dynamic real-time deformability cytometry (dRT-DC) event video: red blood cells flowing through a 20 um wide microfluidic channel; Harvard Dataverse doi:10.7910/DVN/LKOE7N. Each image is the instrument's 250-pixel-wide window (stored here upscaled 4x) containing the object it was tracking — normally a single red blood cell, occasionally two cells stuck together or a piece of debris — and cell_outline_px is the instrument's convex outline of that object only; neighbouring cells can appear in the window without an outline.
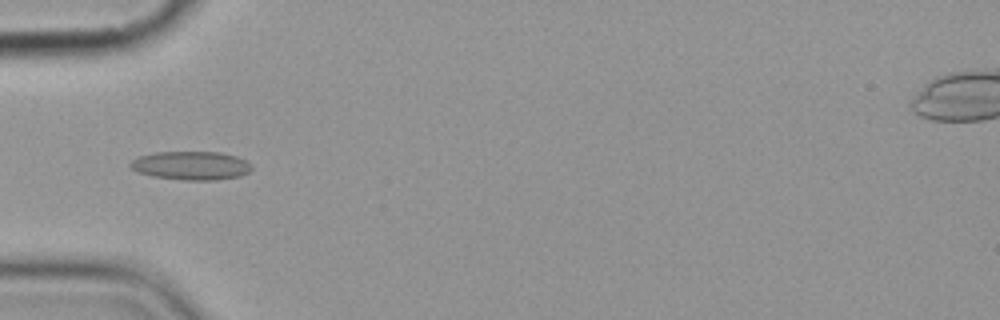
{"species": "common noctule bat (a hibernating species)", "species_latin": "Nyctalus noctula", "temperature_condition": "cold", "stored_images_in_passage": 1, "camera_frame_rate_fps": 3000, "um_per_image_px": 0.085, "animal": {"sex": "female", "body_mass_g": 19.9}, "frame": {"image": 1, "passage_image": 1, "time_ms": 0.0, "image_size_px": [1000, 320], "cell_outline_px": [[252, 168], [248, 172], [240, 176], [216, 180], [184, 180], [152, 176], [136, 172], [128, 164], [132, 160], [140, 156], [156, 152], [220, 152], [236, 156], [248, 160], [252, 164]], "centroid_in_image_um": [16.26, 14.07], "position_along_channel_um": 68.7, "area_um2": 20.35}}